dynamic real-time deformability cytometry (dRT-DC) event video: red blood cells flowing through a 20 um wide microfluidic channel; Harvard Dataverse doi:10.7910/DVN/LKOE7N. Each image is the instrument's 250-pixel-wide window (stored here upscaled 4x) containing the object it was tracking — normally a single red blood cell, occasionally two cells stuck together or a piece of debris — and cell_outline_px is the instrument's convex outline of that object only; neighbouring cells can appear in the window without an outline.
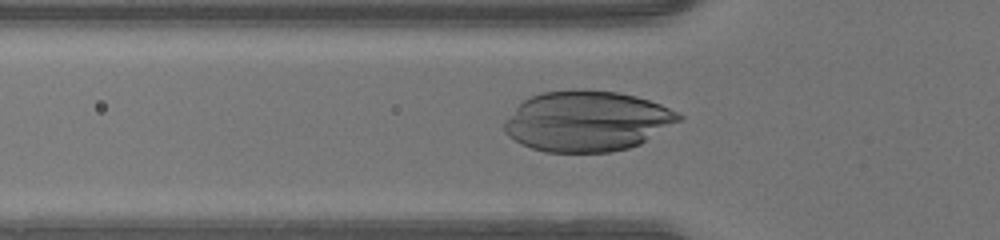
{"species": "human", "species_latin": "Homo sapiens", "temperature_condition": "warm", "stored_images_in_passage": 38, "camera_frame_rate_fps": 3000, "um_per_image_px": 0.085, "donor": {"sex": "male"}, "frame": {"image": 1, "passage_image": 15, "time_ms": 4.667, "image_size_px": [1000, 240], "cell_outline_px": [[684, 120], [640, 144], [628, 148], [608, 152], [544, 152], [532, 148], [508, 136], [504, 132], [504, 120], [524, 100], [532, 96], [544, 92], [572, 88], [584, 88], [616, 92], [636, 96], [660, 104], [684, 116]], "centroid_in_image_um": [49.93, 10.28], "position_along_channel_um": 75.9, "area_um2": 61.73}}
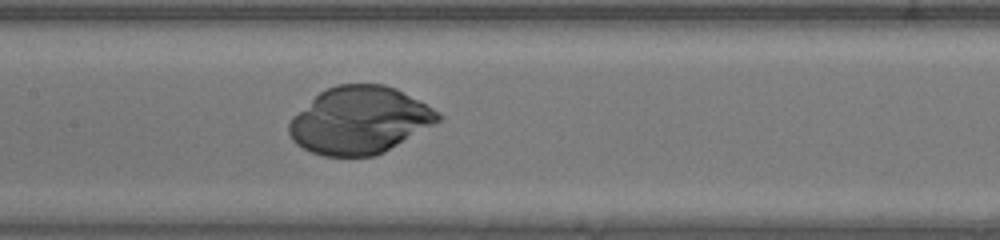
{"frame": {"image": 2, "passage_image": 22, "time_ms": 7.0, "image_size_px": [1000, 240], "cell_outline_px": [[444, 120], [384, 152], [376, 156], [324, 156], [312, 152], [296, 144], [292, 140], [288, 132], [288, 124], [292, 116], [320, 92], [336, 84], [384, 84], [396, 88], [440, 112], [444, 116]], "centroid_in_image_um": [30.59, 10.23], "position_along_channel_um": 176.8, "area_um2": 58.61}}
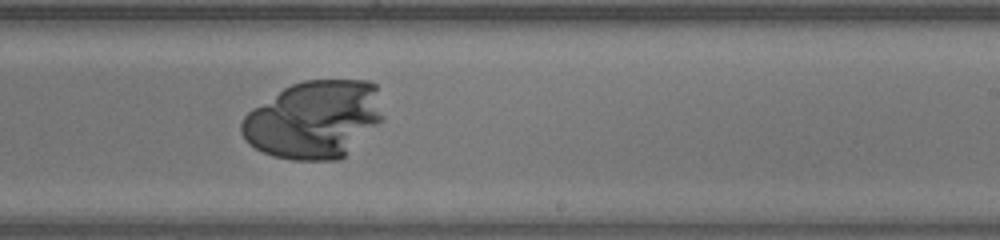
{"frame": {"image": 3, "passage_image": 28, "time_ms": 9.0, "image_size_px": [1000, 240], "cell_outline_px": [[384, 120], [340, 160], [292, 160], [272, 156], [248, 144], [240, 132], [240, 124], [244, 116], [252, 108], [284, 88], [292, 84], [304, 80], [368, 80], [376, 84], [384, 116]], "centroid_in_image_um": [26.71, 10.16], "position_along_channel_um": 262.3, "area_um2": 64.62}}